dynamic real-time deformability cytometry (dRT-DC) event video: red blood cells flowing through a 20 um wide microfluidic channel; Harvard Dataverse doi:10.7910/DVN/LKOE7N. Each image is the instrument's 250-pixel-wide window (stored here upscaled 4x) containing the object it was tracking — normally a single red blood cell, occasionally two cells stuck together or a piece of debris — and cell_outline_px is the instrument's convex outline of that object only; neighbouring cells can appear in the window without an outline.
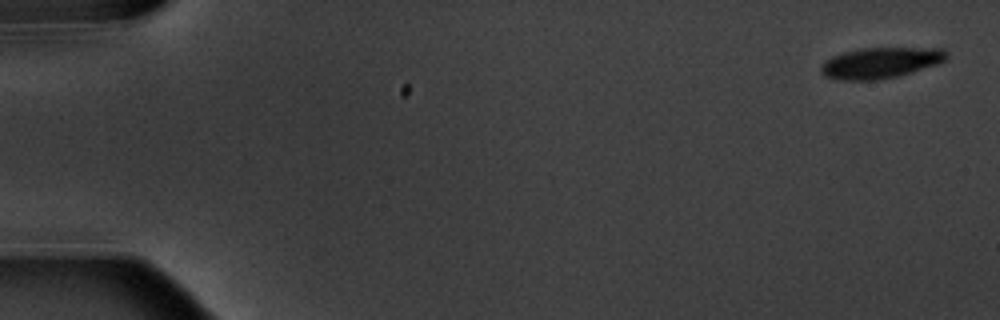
{"species": "common noctule bat (a hibernating species)", "species_latin": "Nyctalus noctula", "temperature_condition": "warm", "stored_images_in_passage": 5, "camera_frame_rate_fps": 3000, "um_per_image_px": 0.085, "animal": {"sex": "male", "body_mass_g": 20.1, "forearm_length_mm": 53.5}, "frame": {"image": 1, "passage_image": 1, "time_ms": 0.0, "image_size_px": [1000, 320], "cell_outline_px": [[948, 56], [944, 60], [936, 64], [900, 76], [876, 80], [840, 80], [824, 76], [820, 72], [820, 68], [824, 60], [832, 56], [844, 52], [864, 48], [940, 48]], "centroid_in_image_um": [74.78, 5.35], "position_along_channel_um": 10.2, "area_um2": 22.48}}
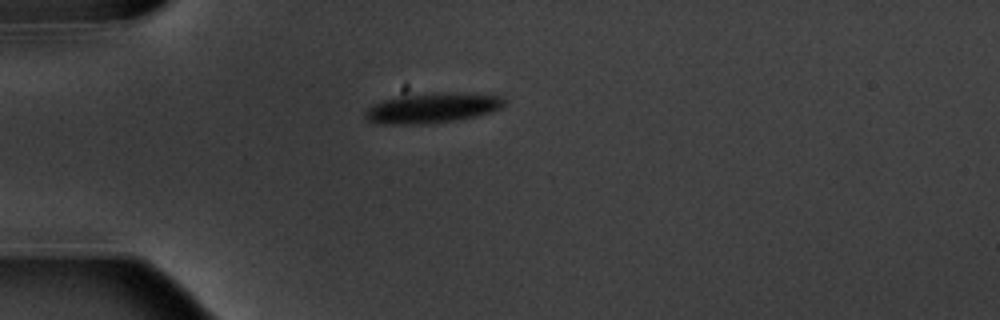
{"frame": {"image": 2, "passage_image": 5, "time_ms": 4.667, "image_size_px": [1000, 320], "cell_outline_px": [[504, 104], [500, 108], [476, 116], [456, 120], [428, 124], [380, 124], [368, 120], [364, 116], [364, 112], [368, 108], [384, 100], [396, 96], [440, 92], [448, 92], [504, 96]], "centroid_in_image_um": [36.72, 9.18], "position_along_channel_um": 48.3, "area_um2": 24.28}}